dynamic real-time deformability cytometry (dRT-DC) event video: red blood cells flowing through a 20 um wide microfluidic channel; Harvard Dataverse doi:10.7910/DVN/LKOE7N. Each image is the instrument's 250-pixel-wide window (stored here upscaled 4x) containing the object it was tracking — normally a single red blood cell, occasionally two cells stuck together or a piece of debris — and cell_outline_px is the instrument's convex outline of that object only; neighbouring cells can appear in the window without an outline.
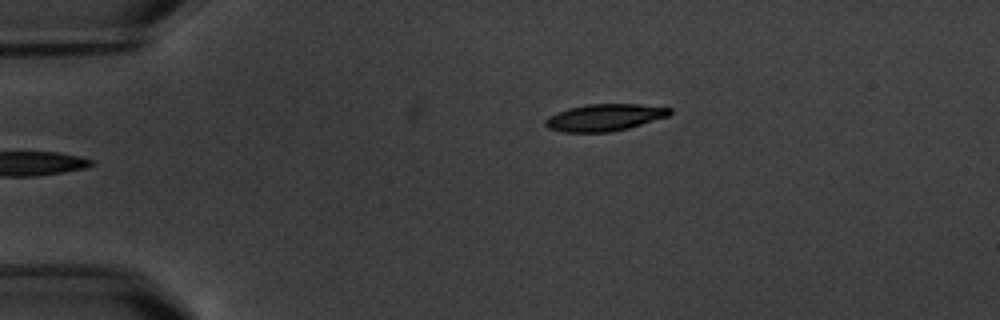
{"species": "common noctule bat (a hibernating species)", "species_latin": "Nyctalus noctula", "temperature_condition": "warm", "stored_images_in_passage": 2, "camera_frame_rate_fps": 3000, "um_per_image_px": 0.085, "animal": {"sex": "male", "body_mass_g": 20.1, "forearm_length_mm": 53.5}, "frame": {"image": 1, "passage_image": 1, "time_ms": 0.0, "image_size_px": [1000, 320], "cell_outline_px": [[672, 112], [668, 116], [628, 128], [608, 132], [564, 132], [548, 128], [544, 124], [544, 120], [548, 116], [568, 108], [588, 104], [640, 104], [672, 108]], "centroid_in_image_um": [51.37, 9.98], "position_along_channel_um": 33.6, "area_um2": 19.48}}